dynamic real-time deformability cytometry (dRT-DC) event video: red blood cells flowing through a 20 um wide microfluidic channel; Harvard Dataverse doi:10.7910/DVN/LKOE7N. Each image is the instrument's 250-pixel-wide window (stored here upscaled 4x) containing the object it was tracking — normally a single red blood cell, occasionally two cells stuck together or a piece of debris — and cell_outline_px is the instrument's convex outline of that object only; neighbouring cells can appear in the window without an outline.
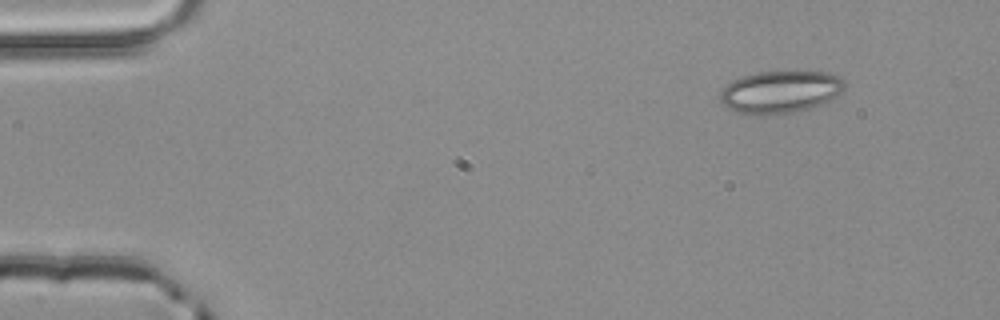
{"species": "common noctule bat (a hibernating species)", "species_latin": "Nyctalus noctula", "temperature_condition": "room temperature", "stored_images_in_passage": 3, "camera_frame_rate_fps": 3000, "um_per_image_px": 0.085, "animal": {"sex": "male", "body_mass_g": 20.4}, "frame": {"image": 1, "passage_image": 1, "time_ms": 0.0, "image_size_px": [1000, 320], "cell_outline_px": [[844, 88], [836, 96], [820, 104], [808, 108], [792, 112], [736, 112], [728, 108], [720, 100], [720, 92], [732, 80], [740, 76], [756, 72], [828, 72], [840, 76], [844, 80]], "centroid_in_image_um": [66.34, 7.76], "position_along_channel_um": 18.7, "area_um2": 29.82}}